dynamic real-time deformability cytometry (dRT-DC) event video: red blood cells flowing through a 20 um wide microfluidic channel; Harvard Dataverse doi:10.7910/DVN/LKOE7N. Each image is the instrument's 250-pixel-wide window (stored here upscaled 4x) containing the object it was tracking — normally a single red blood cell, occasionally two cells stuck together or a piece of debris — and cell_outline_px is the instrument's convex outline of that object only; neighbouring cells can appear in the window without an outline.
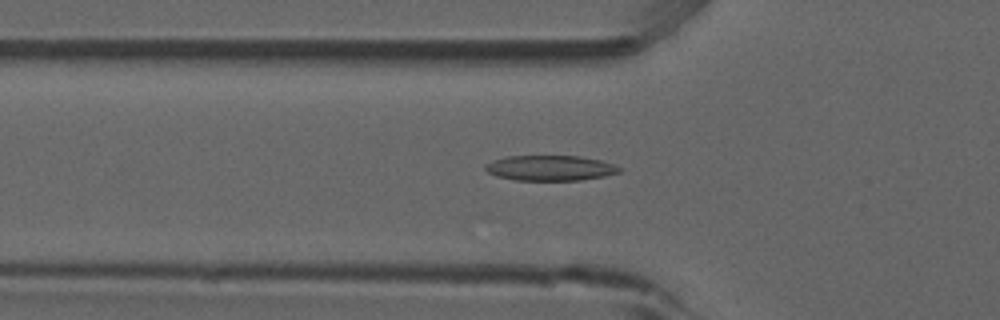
{"species": "common noctule bat (a hibernating species)", "species_latin": "Nyctalus noctula", "temperature_condition": "room temperature", "stored_images_in_passage": 38, "camera_frame_rate_fps": 3000, "um_per_image_px": 0.085, "animal": {"sex": "male", "forearm_length_mm": 52.5}, "frame": {"image": 1, "passage_image": 3, "time_ms": 0.667, "image_size_px": [1000, 320], "cell_outline_px": [[624, 168], [620, 172], [604, 176], [580, 180], [516, 180], [496, 176], [488, 172], [484, 168], [484, 164], [492, 160], [508, 156], [580, 156], [600, 160]], "centroid_in_image_um": [46.76, 14.28], "position_along_channel_um": 79.0, "area_um2": 19.77}}
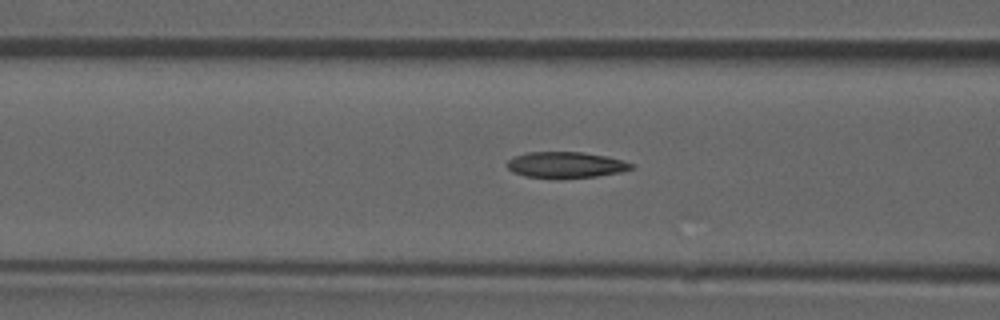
{"frame": {"image": 2, "passage_image": 6, "time_ms": 1.667, "image_size_px": [1000, 320], "cell_outline_px": [[632, 168], [620, 172], [596, 176], [524, 176], [512, 172], [508, 168], [508, 160], [516, 156], [528, 152], [584, 152], [608, 156], [632, 164]], "centroid_in_image_um": [48.08, 13.98], "position_along_channel_um": 118.5, "area_um2": 18.03}}
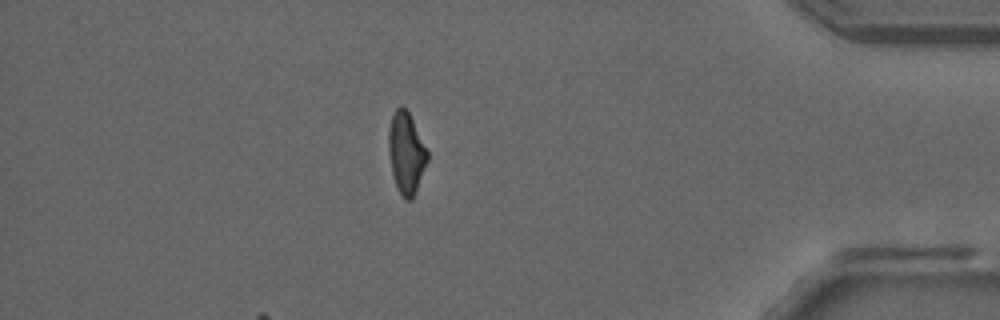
{"frame": {"image": 3, "passage_image": 31, "time_ms": 10.0, "image_size_px": [1000, 320], "cell_outline_px": [[428, 160], [412, 200], [404, 200], [396, 184], [392, 172], [388, 148], [388, 132], [392, 116], [396, 108], [400, 104], [408, 112], [428, 152]], "centroid_in_image_um": [34.52, 13.0], "position_along_channel_um": 400.7, "area_um2": 18.03}, "authors_computed_cell_mechanics": {"area_um2": 18.7561, "velocity_mm_per_s": 3.8818, "shape_relaxation_time_tau1_ms": null, "shape_relaxation_time_tau2_ms": 1.8191, "deformation_change_tau1": null, "deformation_change_tau2": 0.0987}}